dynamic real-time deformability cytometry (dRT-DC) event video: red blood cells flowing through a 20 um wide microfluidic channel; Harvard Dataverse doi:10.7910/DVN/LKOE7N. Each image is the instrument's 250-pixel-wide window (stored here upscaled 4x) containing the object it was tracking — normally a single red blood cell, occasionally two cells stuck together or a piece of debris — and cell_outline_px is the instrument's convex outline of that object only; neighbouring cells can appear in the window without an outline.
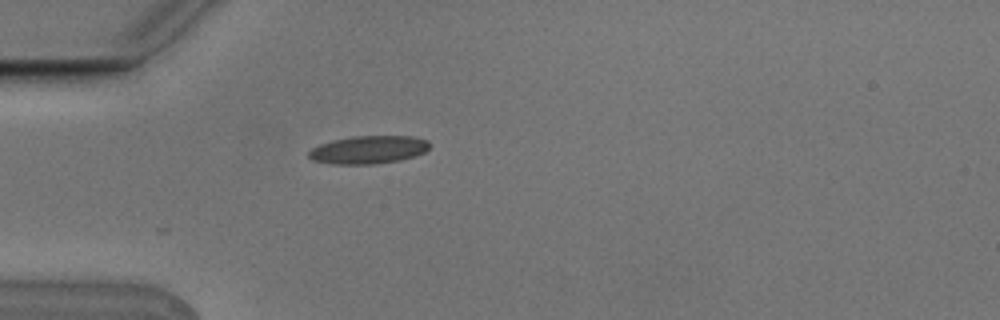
{"species": "Egyptian fruit bat (a non-hibernating species)", "species_latin": "Rousettus aegyptiacus", "temperature_condition": "cold", "stored_images_in_passage": 2, "camera_frame_rate_fps": 3000, "um_per_image_px": 0.085, "animal": {"sex": "male"}, "frame": {"image": 1, "passage_image": 2, "time_ms": 0.333, "image_size_px": [1000, 320], "cell_outline_px": [[432, 144], [424, 152], [416, 156], [400, 160], [372, 164], [336, 164], [312, 160], [308, 156], [308, 152], [312, 148], [320, 144], [332, 140], [352, 136], [412, 136], [428, 140]], "centroid_in_image_um": [31.34, 12.72], "position_along_channel_um": 53.7, "area_um2": 19.77}}